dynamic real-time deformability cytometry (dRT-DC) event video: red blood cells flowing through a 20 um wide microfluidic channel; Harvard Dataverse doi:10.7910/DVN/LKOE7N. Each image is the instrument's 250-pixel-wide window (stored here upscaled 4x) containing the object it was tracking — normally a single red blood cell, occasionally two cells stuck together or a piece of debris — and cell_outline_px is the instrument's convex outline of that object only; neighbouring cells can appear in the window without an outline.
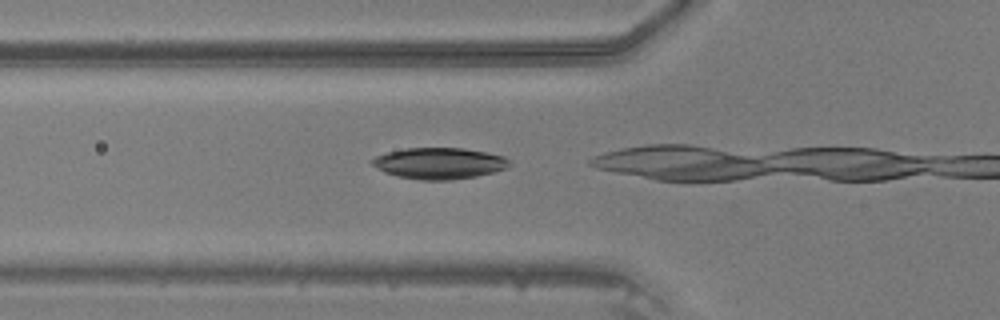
{"species": "common noctule bat (a hibernating species)", "species_latin": "Nyctalus noctula", "temperature_condition": "warm", "stored_images_in_passage": 4, "camera_frame_rate_fps": 3000, "um_per_image_px": 0.085, "animal": {"sex": "male", "body_mass_g": 20.5, "forearm_length_mm": 52.5}, "frame": {"image": 1, "passage_image": 2, "time_ms": 0.333, "image_size_px": [1000, 320], "cell_outline_px": [[512, 164], [504, 168], [492, 172], [476, 176], [452, 180], [420, 180], [396, 176], [384, 172], [372, 164], [368, 160], [376, 156], [388, 152], [404, 148], [464, 148], [488, 152], [504, 156]], "centroid_in_image_um": [37.31, 13.88], "position_along_channel_um": 88.5, "area_um2": 25.09}}